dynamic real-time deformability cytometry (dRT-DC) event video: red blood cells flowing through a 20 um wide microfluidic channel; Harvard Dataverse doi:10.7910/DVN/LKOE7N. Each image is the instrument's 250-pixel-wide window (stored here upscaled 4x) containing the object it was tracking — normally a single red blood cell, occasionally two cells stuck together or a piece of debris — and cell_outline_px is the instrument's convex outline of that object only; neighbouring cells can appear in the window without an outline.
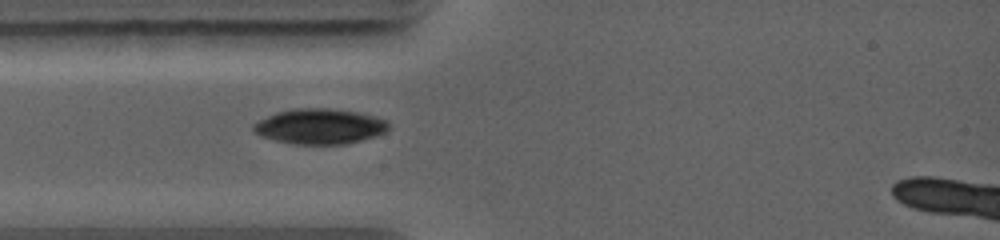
{"species": "common noctule bat (a hibernating species)", "species_latin": "Nyctalus noctula", "temperature_condition": "warm", "stored_images_in_passage": 5, "camera_frame_rate_fps": 5000, "um_per_image_px": 0.085, "animal": {"sex": "female", "body_mass_g": 19.0, "forearm_length_mm": 56.7}, "frame": {"image": 1, "passage_image": 1, "time_ms": 0.0, "image_size_px": [1000, 240], "cell_outline_px": [[392, 128], [376, 136], [348, 144], [296, 144], [276, 140], [264, 136], [256, 132], [252, 128], [252, 124], [276, 112], [296, 108], [328, 108], [356, 112], [376, 116], [384, 120]], "centroid_in_image_um": [27.22, 10.74], "position_along_channel_um": 57.8, "area_um2": 27.63}}
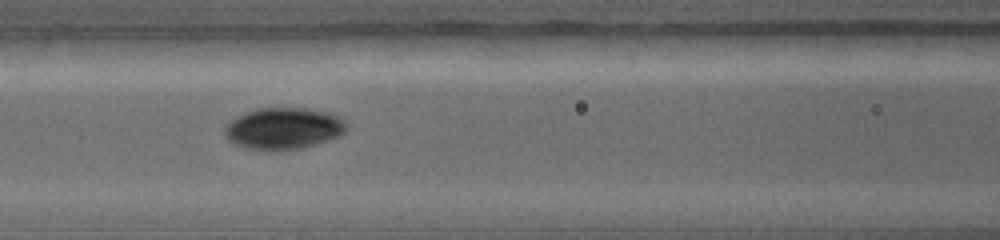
{"frame": {"image": 2, "passage_image": 3, "time_ms": 1.8, "image_size_px": [1000, 240], "cell_outline_px": [[348, 128], [340, 136], [316, 144], [300, 148], [280, 152], [268, 152], [244, 148], [232, 144], [224, 136], [224, 128], [232, 120], [256, 108], [304, 108], [328, 112], [344, 120], [348, 124]], "centroid_in_image_um": [24.08, 10.96], "position_along_channel_um": 142.5, "area_um2": 30.0}}
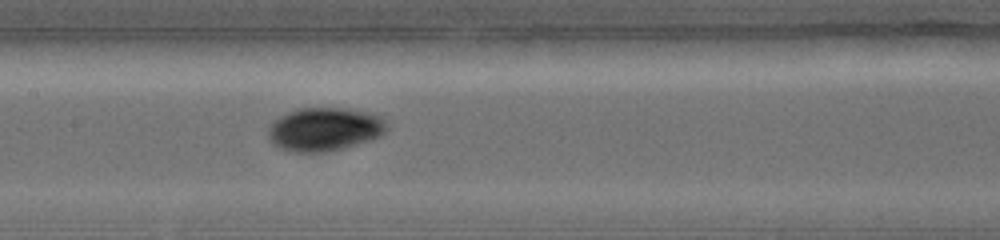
{"frame": {"image": 3, "passage_image": 4, "time_ms": 2.6, "image_size_px": [1000, 240], "cell_outline_px": [[388, 128], [380, 136], [356, 144], [324, 152], [296, 152], [280, 148], [272, 144], [268, 136], [268, 128], [276, 120], [288, 112], [296, 108], [340, 108], [364, 112], [376, 116], [384, 120]], "centroid_in_image_um": [27.54, 10.99], "position_along_channel_um": 179.9, "area_um2": 29.42}}